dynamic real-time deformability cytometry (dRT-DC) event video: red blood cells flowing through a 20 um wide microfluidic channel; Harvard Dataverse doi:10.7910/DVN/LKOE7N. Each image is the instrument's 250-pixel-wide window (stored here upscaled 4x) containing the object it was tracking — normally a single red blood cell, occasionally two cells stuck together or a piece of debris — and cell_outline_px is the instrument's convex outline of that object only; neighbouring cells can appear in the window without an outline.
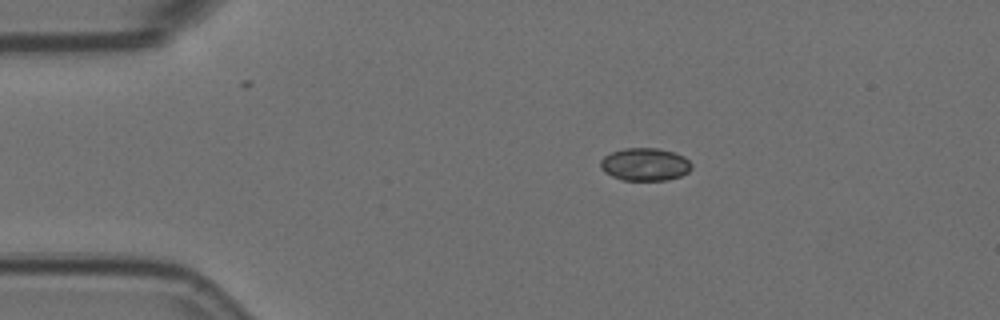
{"species": "Egyptian fruit bat (a non-hibernating species)", "species_latin": "Rousettus aegyptiacus", "temperature_condition": "room temperature", "stored_images_in_passage": 2, "camera_frame_rate_fps": 3000, "um_per_image_px": 0.085, "animal": {"sex": "female"}, "frame": {"image": 1, "passage_image": 2, "time_ms": 0.333, "image_size_px": [1000, 320], "cell_outline_px": [[692, 168], [688, 172], [680, 176], [668, 180], [624, 180], [612, 176], [604, 172], [600, 168], [600, 160], [604, 156], [612, 152], [624, 148], [656, 148], [672, 152], [684, 156], [692, 164]], "centroid_in_image_um": [54.81, 13.97], "position_along_channel_um": 30.2, "area_um2": 17.4}}